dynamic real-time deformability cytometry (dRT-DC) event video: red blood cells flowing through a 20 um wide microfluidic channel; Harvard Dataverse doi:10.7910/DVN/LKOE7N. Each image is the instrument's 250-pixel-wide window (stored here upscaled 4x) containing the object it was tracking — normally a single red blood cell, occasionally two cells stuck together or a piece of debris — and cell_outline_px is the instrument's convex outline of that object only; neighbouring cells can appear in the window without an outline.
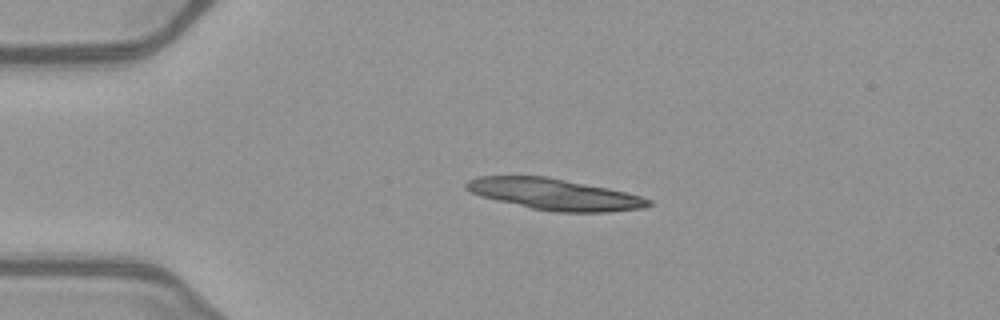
{"species": "common noctule bat (a hibernating species)", "species_latin": "Nyctalus noctula", "temperature_condition": "warm", "stored_images_in_passage": 41, "camera_frame_rate_fps": 3000, "um_per_image_px": 0.085, "animal": {"sex": "female", "body_mass_g": 21.9}, "frame": {"image": 1, "passage_image": 1, "time_ms": 0.0, "image_size_px": [1000, 320], "cell_outline_px": [[652, 204], [644, 208], [608, 212], [556, 212], [532, 208], [496, 200], [480, 196], [464, 188], [464, 184], [468, 180], [480, 176], [544, 176], [608, 188], [640, 196], [652, 200]], "centroid_in_image_um": [47.13, 16.52], "position_along_channel_um": 37.9, "area_um2": 32.95}}
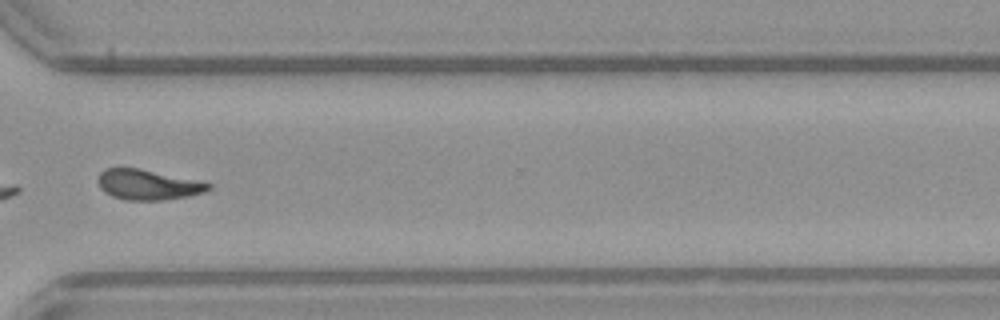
{"frame": {"image": 2, "passage_image": 28, "time_ms": 9.0, "image_size_px": [1000, 320], "cell_outline_px": [[212, 188], [204, 192], [188, 196], [164, 200], [124, 200], [112, 196], [104, 192], [100, 188], [96, 180], [100, 172], [104, 168], [120, 164], [140, 168], [212, 184]], "centroid_in_image_um": [12.46, 15.66], "position_along_channel_um": 358.1, "area_um2": 20.0}}
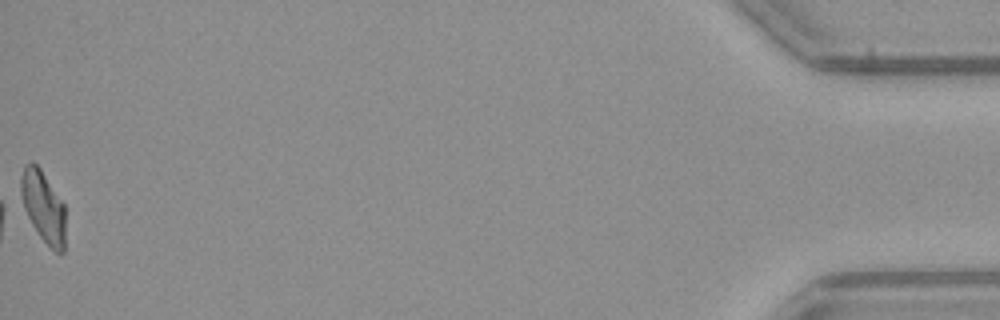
{"frame": {"image": 3, "passage_image": 41, "time_ms": 13.333, "image_size_px": [1000, 320], "cell_outline_px": [[64, 252], [56, 252], [40, 236], [20, 208], [20, 176], [24, 164], [32, 160], [40, 168], [64, 204]], "centroid_in_image_um": [3.6, 17.51], "position_along_channel_um": 431.6, "area_um2": 18.84}, "authors_computed_cell_mechanics": {"area_um2": 19.941, "velocity_mm_per_s": 4.0365, "shape_relaxation_time_tau1_ms": null, "shape_relaxation_time_tau2_ms": 8.794, "deformation_change_tau1": null, "deformation_change_tau2": 0.2109}}